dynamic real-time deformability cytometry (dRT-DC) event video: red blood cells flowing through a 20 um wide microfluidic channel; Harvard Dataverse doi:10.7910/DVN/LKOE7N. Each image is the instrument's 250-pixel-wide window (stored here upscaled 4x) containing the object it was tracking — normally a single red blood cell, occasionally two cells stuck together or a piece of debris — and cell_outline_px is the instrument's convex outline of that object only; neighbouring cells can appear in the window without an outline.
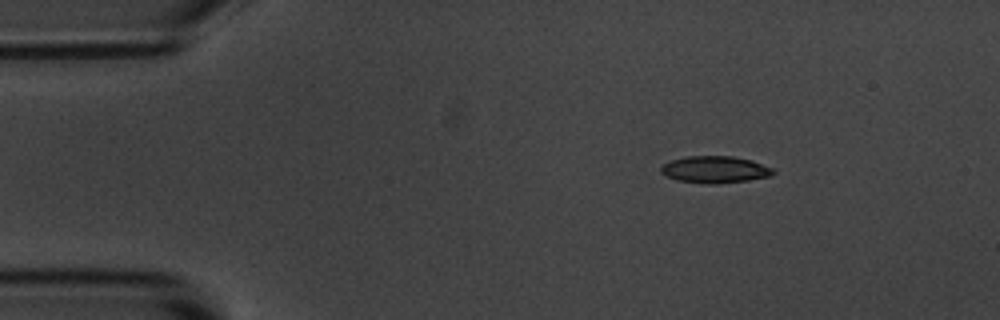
{"species": "common noctule bat (a hibernating species)", "species_latin": "Nyctalus noctula", "temperature_condition": "room temperature", "stored_images_in_passage": 3, "camera_frame_rate_fps": 3000, "um_per_image_px": 0.085, "animal": {"sex": "male", "body_mass_g": 20.1, "forearm_length_mm": 53.5}, "frame": {"image": 1, "passage_image": 1, "time_ms": 0.0, "image_size_px": [1000, 320], "cell_outline_px": [[776, 172], [772, 176], [748, 180], [716, 184], [708, 184], [676, 180], [660, 172], [660, 168], [664, 164], [672, 160], [688, 156], [732, 156], [752, 160], [772, 168]], "centroid_in_image_um": [60.8, 14.41], "position_along_channel_um": 24.2, "area_um2": 17.57}}